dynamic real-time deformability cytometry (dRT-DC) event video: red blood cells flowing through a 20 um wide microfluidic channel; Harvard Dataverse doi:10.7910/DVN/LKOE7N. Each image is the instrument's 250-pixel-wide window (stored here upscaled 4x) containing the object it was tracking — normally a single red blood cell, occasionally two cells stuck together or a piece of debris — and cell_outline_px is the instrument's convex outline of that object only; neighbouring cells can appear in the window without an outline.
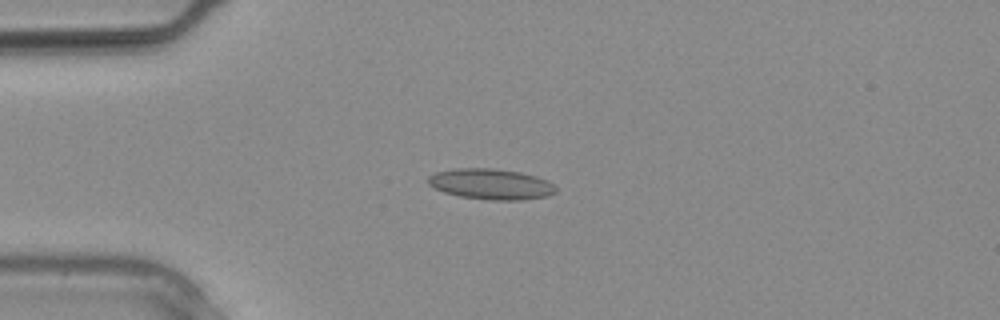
{"species": "common noctule bat (a hibernating species)", "species_latin": "Nyctalus noctula", "temperature_condition": "warm", "stored_images_in_passage": 9, "camera_frame_rate_fps": 3000, "um_per_image_px": 0.085, "animal": {"sex": "male", "body_mass_g": 20.4}, "frame": {"image": 1, "passage_image": 6, "time_ms": 1.667, "image_size_px": [1000, 320], "cell_outline_px": [[556, 192], [548, 196], [520, 200], [488, 200], [460, 196], [444, 192], [428, 184], [428, 176], [436, 172], [452, 168], [492, 168], [520, 172], [536, 176], [548, 180], [556, 188]], "centroid_in_image_um": [41.73, 15.64], "position_along_channel_um": 43.3, "area_um2": 22.89}}